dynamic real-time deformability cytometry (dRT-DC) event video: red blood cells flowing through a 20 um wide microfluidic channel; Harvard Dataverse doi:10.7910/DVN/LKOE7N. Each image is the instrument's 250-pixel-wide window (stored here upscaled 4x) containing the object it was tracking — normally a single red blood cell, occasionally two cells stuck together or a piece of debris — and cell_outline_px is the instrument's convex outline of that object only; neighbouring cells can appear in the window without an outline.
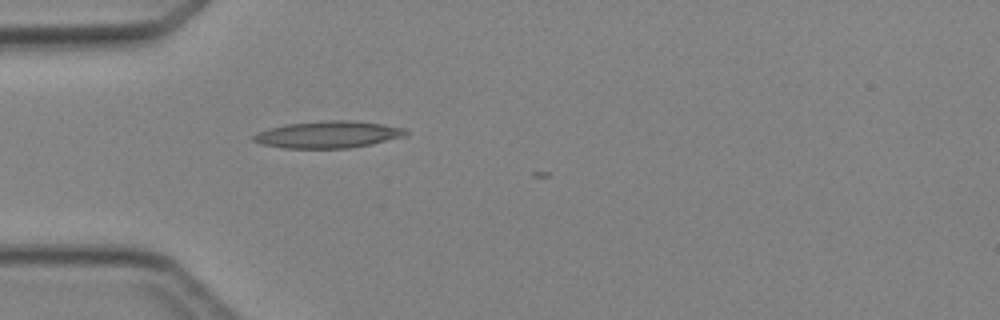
{"species": "Egyptian fruit bat (a non-hibernating species)", "species_latin": "Rousettus aegyptiacus", "temperature_condition": "cold", "stored_images_in_passage": 1, "camera_frame_rate_fps": 3000, "um_per_image_px": 0.085, "animal": {"sex": "female"}, "frame": {"image": 1, "passage_image": 1, "time_ms": 0.0, "image_size_px": [1000, 320], "cell_outline_px": [[408, 136], [372, 144], [348, 148], [284, 148], [260, 144], [252, 140], [252, 136], [256, 132], [268, 128], [284, 124], [324, 120], [352, 120], [384, 124], [404, 128], [408, 132]], "centroid_in_image_um": [27.89, 11.43], "position_along_channel_um": 57.1, "area_um2": 24.28}}